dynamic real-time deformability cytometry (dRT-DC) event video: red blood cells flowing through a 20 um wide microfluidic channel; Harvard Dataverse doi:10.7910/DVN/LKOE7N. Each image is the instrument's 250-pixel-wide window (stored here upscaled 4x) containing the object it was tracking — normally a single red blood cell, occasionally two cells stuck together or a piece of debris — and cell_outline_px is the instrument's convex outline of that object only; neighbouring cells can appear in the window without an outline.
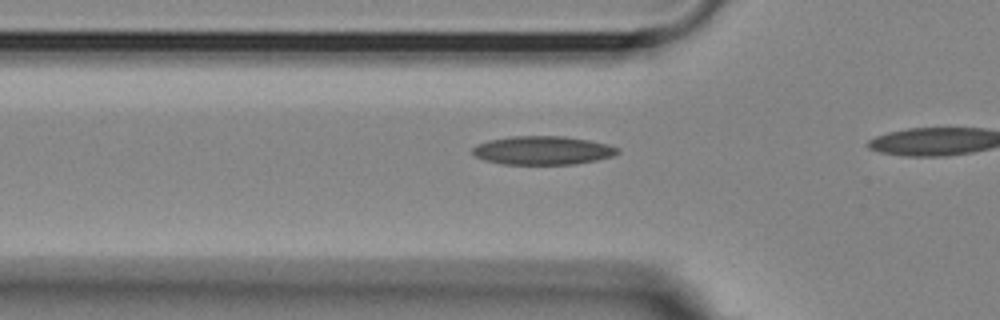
{"species": "Egyptian fruit bat (a non-hibernating species)", "species_latin": "Rousettus aegyptiacus", "temperature_condition": "room temperature", "stored_images_in_passage": 18, "camera_frame_rate_fps": 3000, "um_per_image_px": 0.085, "animal": {"sex": "female"}, "frame": {"image": 1, "passage_image": 13, "time_ms": 4.0, "image_size_px": [1000, 320], "cell_outline_px": [[620, 152], [612, 156], [596, 160], [576, 164], [504, 164], [484, 160], [476, 156], [472, 152], [472, 148], [476, 144], [488, 140], [508, 136], [564, 136], [588, 140], [608, 144], [620, 148]], "centroid_in_image_um": [46.12, 12.77], "position_along_channel_um": 79.7, "area_um2": 24.28}}
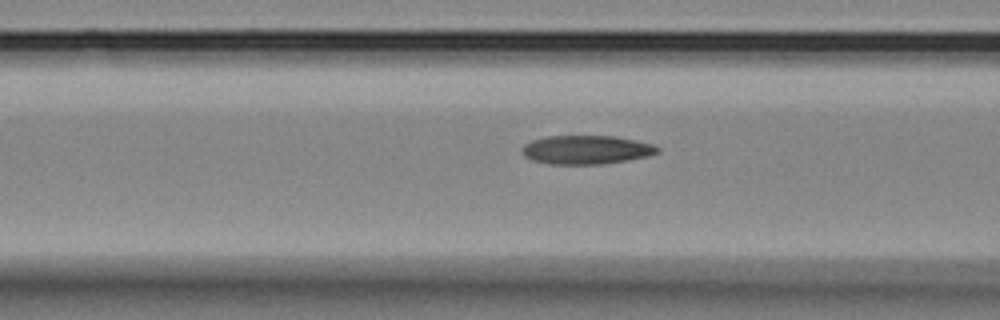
{"frame": {"image": 2, "passage_image": 16, "time_ms": 5.0, "image_size_px": [1000, 320], "cell_outline_px": [[660, 152], [648, 156], [628, 160], [600, 164], [548, 164], [532, 160], [524, 156], [520, 152], [520, 148], [524, 144], [532, 140], [548, 136], [616, 136], [636, 140], [652, 144], [660, 148]], "centroid_in_image_um": [49.81, 12.73], "position_along_channel_um": 116.8, "area_um2": 22.89}}